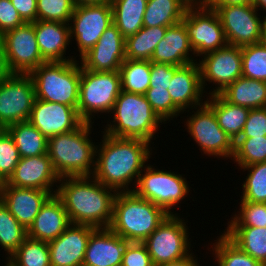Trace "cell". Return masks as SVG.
Segmentation results:
<instances>
[{
    "label": "cell",
    "mask_w": 266,
    "mask_h": 266,
    "mask_svg": "<svg viewBox=\"0 0 266 266\" xmlns=\"http://www.w3.org/2000/svg\"><path fill=\"white\" fill-rule=\"evenodd\" d=\"M205 102L214 111L221 129L235 143L242 134L250 109L231 104L220 94L207 96Z\"/></svg>",
    "instance_id": "obj_27"
},
{
    "label": "cell",
    "mask_w": 266,
    "mask_h": 266,
    "mask_svg": "<svg viewBox=\"0 0 266 266\" xmlns=\"http://www.w3.org/2000/svg\"><path fill=\"white\" fill-rule=\"evenodd\" d=\"M208 8L217 13L227 44L243 47L265 40V15H258L253 4Z\"/></svg>",
    "instance_id": "obj_10"
},
{
    "label": "cell",
    "mask_w": 266,
    "mask_h": 266,
    "mask_svg": "<svg viewBox=\"0 0 266 266\" xmlns=\"http://www.w3.org/2000/svg\"><path fill=\"white\" fill-rule=\"evenodd\" d=\"M266 136V107L251 109L240 138Z\"/></svg>",
    "instance_id": "obj_45"
},
{
    "label": "cell",
    "mask_w": 266,
    "mask_h": 266,
    "mask_svg": "<svg viewBox=\"0 0 266 266\" xmlns=\"http://www.w3.org/2000/svg\"><path fill=\"white\" fill-rule=\"evenodd\" d=\"M252 4L258 11L263 9V13L266 12V0H253Z\"/></svg>",
    "instance_id": "obj_54"
},
{
    "label": "cell",
    "mask_w": 266,
    "mask_h": 266,
    "mask_svg": "<svg viewBox=\"0 0 266 266\" xmlns=\"http://www.w3.org/2000/svg\"><path fill=\"white\" fill-rule=\"evenodd\" d=\"M25 23L37 20V0H10Z\"/></svg>",
    "instance_id": "obj_49"
},
{
    "label": "cell",
    "mask_w": 266,
    "mask_h": 266,
    "mask_svg": "<svg viewBox=\"0 0 266 266\" xmlns=\"http://www.w3.org/2000/svg\"><path fill=\"white\" fill-rule=\"evenodd\" d=\"M265 41H266V15H265Z\"/></svg>",
    "instance_id": "obj_58"
},
{
    "label": "cell",
    "mask_w": 266,
    "mask_h": 266,
    "mask_svg": "<svg viewBox=\"0 0 266 266\" xmlns=\"http://www.w3.org/2000/svg\"><path fill=\"white\" fill-rule=\"evenodd\" d=\"M214 241L216 242L213 245L211 244L209 249L212 248L210 252L212 251L214 260L218 263V266H265L245 253L224 233Z\"/></svg>",
    "instance_id": "obj_36"
},
{
    "label": "cell",
    "mask_w": 266,
    "mask_h": 266,
    "mask_svg": "<svg viewBox=\"0 0 266 266\" xmlns=\"http://www.w3.org/2000/svg\"><path fill=\"white\" fill-rule=\"evenodd\" d=\"M242 76L266 82V41L241 47Z\"/></svg>",
    "instance_id": "obj_38"
},
{
    "label": "cell",
    "mask_w": 266,
    "mask_h": 266,
    "mask_svg": "<svg viewBox=\"0 0 266 266\" xmlns=\"http://www.w3.org/2000/svg\"><path fill=\"white\" fill-rule=\"evenodd\" d=\"M58 184L56 195L62 200L72 224L110 227L117 194L114 189L93 176L64 177Z\"/></svg>",
    "instance_id": "obj_2"
},
{
    "label": "cell",
    "mask_w": 266,
    "mask_h": 266,
    "mask_svg": "<svg viewBox=\"0 0 266 266\" xmlns=\"http://www.w3.org/2000/svg\"><path fill=\"white\" fill-rule=\"evenodd\" d=\"M83 69L96 72L119 71L125 58V38L112 24L98 42L80 57Z\"/></svg>",
    "instance_id": "obj_18"
},
{
    "label": "cell",
    "mask_w": 266,
    "mask_h": 266,
    "mask_svg": "<svg viewBox=\"0 0 266 266\" xmlns=\"http://www.w3.org/2000/svg\"><path fill=\"white\" fill-rule=\"evenodd\" d=\"M189 186L181 174L156 169L155 166L153 168V165L147 164L139 175L133 192L162 208L168 215H174L172 208L187 197L190 192Z\"/></svg>",
    "instance_id": "obj_8"
},
{
    "label": "cell",
    "mask_w": 266,
    "mask_h": 266,
    "mask_svg": "<svg viewBox=\"0 0 266 266\" xmlns=\"http://www.w3.org/2000/svg\"><path fill=\"white\" fill-rule=\"evenodd\" d=\"M59 179L48 154H42L20 158L6 183L15 187L47 190L54 195L57 189L53 187H58Z\"/></svg>",
    "instance_id": "obj_21"
},
{
    "label": "cell",
    "mask_w": 266,
    "mask_h": 266,
    "mask_svg": "<svg viewBox=\"0 0 266 266\" xmlns=\"http://www.w3.org/2000/svg\"><path fill=\"white\" fill-rule=\"evenodd\" d=\"M168 91L173 103L184 113L202 106L206 102L201 84L200 69L197 62L179 66L171 79ZM204 95V96H203ZM202 97V98H201ZM189 109V110H186Z\"/></svg>",
    "instance_id": "obj_22"
},
{
    "label": "cell",
    "mask_w": 266,
    "mask_h": 266,
    "mask_svg": "<svg viewBox=\"0 0 266 266\" xmlns=\"http://www.w3.org/2000/svg\"><path fill=\"white\" fill-rule=\"evenodd\" d=\"M120 91L121 75L119 71L96 72L81 67L77 107L79 117L84 122L92 123L95 114L111 113Z\"/></svg>",
    "instance_id": "obj_7"
},
{
    "label": "cell",
    "mask_w": 266,
    "mask_h": 266,
    "mask_svg": "<svg viewBox=\"0 0 266 266\" xmlns=\"http://www.w3.org/2000/svg\"><path fill=\"white\" fill-rule=\"evenodd\" d=\"M112 24L113 10L110 2L75 6L69 22L70 41L75 39L79 56L91 49Z\"/></svg>",
    "instance_id": "obj_13"
},
{
    "label": "cell",
    "mask_w": 266,
    "mask_h": 266,
    "mask_svg": "<svg viewBox=\"0 0 266 266\" xmlns=\"http://www.w3.org/2000/svg\"><path fill=\"white\" fill-rule=\"evenodd\" d=\"M150 61L126 59L120 66L121 90L144 95L150 85Z\"/></svg>",
    "instance_id": "obj_34"
},
{
    "label": "cell",
    "mask_w": 266,
    "mask_h": 266,
    "mask_svg": "<svg viewBox=\"0 0 266 266\" xmlns=\"http://www.w3.org/2000/svg\"><path fill=\"white\" fill-rule=\"evenodd\" d=\"M24 23L10 0H0V37Z\"/></svg>",
    "instance_id": "obj_48"
},
{
    "label": "cell",
    "mask_w": 266,
    "mask_h": 266,
    "mask_svg": "<svg viewBox=\"0 0 266 266\" xmlns=\"http://www.w3.org/2000/svg\"><path fill=\"white\" fill-rule=\"evenodd\" d=\"M253 0H210L207 7H220L225 5H247L252 4Z\"/></svg>",
    "instance_id": "obj_51"
},
{
    "label": "cell",
    "mask_w": 266,
    "mask_h": 266,
    "mask_svg": "<svg viewBox=\"0 0 266 266\" xmlns=\"http://www.w3.org/2000/svg\"><path fill=\"white\" fill-rule=\"evenodd\" d=\"M20 158L14 139L5 130L0 135V181L2 183L13 174Z\"/></svg>",
    "instance_id": "obj_44"
},
{
    "label": "cell",
    "mask_w": 266,
    "mask_h": 266,
    "mask_svg": "<svg viewBox=\"0 0 266 266\" xmlns=\"http://www.w3.org/2000/svg\"><path fill=\"white\" fill-rule=\"evenodd\" d=\"M198 60L201 84L206 89L207 82H213L215 89L209 95L221 93L227 86L242 76L241 47L227 44L225 47L207 53ZM207 81V82H206ZM205 88V89H204Z\"/></svg>",
    "instance_id": "obj_15"
},
{
    "label": "cell",
    "mask_w": 266,
    "mask_h": 266,
    "mask_svg": "<svg viewBox=\"0 0 266 266\" xmlns=\"http://www.w3.org/2000/svg\"><path fill=\"white\" fill-rule=\"evenodd\" d=\"M182 22L195 56H203L227 45L217 13L205 6H189Z\"/></svg>",
    "instance_id": "obj_12"
},
{
    "label": "cell",
    "mask_w": 266,
    "mask_h": 266,
    "mask_svg": "<svg viewBox=\"0 0 266 266\" xmlns=\"http://www.w3.org/2000/svg\"><path fill=\"white\" fill-rule=\"evenodd\" d=\"M167 27H142L136 34L125 38V58L150 61L157 44L164 38Z\"/></svg>",
    "instance_id": "obj_32"
},
{
    "label": "cell",
    "mask_w": 266,
    "mask_h": 266,
    "mask_svg": "<svg viewBox=\"0 0 266 266\" xmlns=\"http://www.w3.org/2000/svg\"><path fill=\"white\" fill-rule=\"evenodd\" d=\"M231 104L255 109L266 107V82L261 80L239 77L221 93Z\"/></svg>",
    "instance_id": "obj_28"
},
{
    "label": "cell",
    "mask_w": 266,
    "mask_h": 266,
    "mask_svg": "<svg viewBox=\"0 0 266 266\" xmlns=\"http://www.w3.org/2000/svg\"><path fill=\"white\" fill-rule=\"evenodd\" d=\"M121 266H154V264L143 243L129 242L124 250Z\"/></svg>",
    "instance_id": "obj_46"
},
{
    "label": "cell",
    "mask_w": 266,
    "mask_h": 266,
    "mask_svg": "<svg viewBox=\"0 0 266 266\" xmlns=\"http://www.w3.org/2000/svg\"><path fill=\"white\" fill-rule=\"evenodd\" d=\"M6 130V128L0 126V135Z\"/></svg>",
    "instance_id": "obj_57"
},
{
    "label": "cell",
    "mask_w": 266,
    "mask_h": 266,
    "mask_svg": "<svg viewBox=\"0 0 266 266\" xmlns=\"http://www.w3.org/2000/svg\"><path fill=\"white\" fill-rule=\"evenodd\" d=\"M178 67L167 63L151 62L149 88H164L168 90L172 76Z\"/></svg>",
    "instance_id": "obj_47"
},
{
    "label": "cell",
    "mask_w": 266,
    "mask_h": 266,
    "mask_svg": "<svg viewBox=\"0 0 266 266\" xmlns=\"http://www.w3.org/2000/svg\"><path fill=\"white\" fill-rule=\"evenodd\" d=\"M95 227L71 224L59 237L49 241L51 266H82Z\"/></svg>",
    "instance_id": "obj_19"
},
{
    "label": "cell",
    "mask_w": 266,
    "mask_h": 266,
    "mask_svg": "<svg viewBox=\"0 0 266 266\" xmlns=\"http://www.w3.org/2000/svg\"><path fill=\"white\" fill-rule=\"evenodd\" d=\"M189 52L192 53L190 54ZM194 58L195 54L190 44L187 29L181 21L167 27L164 38L157 44L150 62L184 66L198 62Z\"/></svg>",
    "instance_id": "obj_25"
},
{
    "label": "cell",
    "mask_w": 266,
    "mask_h": 266,
    "mask_svg": "<svg viewBox=\"0 0 266 266\" xmlns=\"http://www.w3.org/2000/svg\"><path fill=\"white\" fill-rule=\"evenodd\" d=\"M36 100L35 87L29 74H12L0 83V126L7 128L28 121Z\"/></svg>",
    "instance_id": "obj_14"
},
{
    "label": "cell",
    "mask_w": 266,
    "mask_h": 266,
    "mask_svg": "<svg viewBox=\"0 0 266 266\" xmlns=\"http://www.w3.org/2000/svg\"><path fill=\"white\" fill-rule=\"evenodd\" d=\"M237 166L245 167L266 161V136L239 138L234 143L232 159Z\"/></svg>",
    "instance_id": "obj_40"
},
{
    "label": "cell",
    "mask_w": 266,
    "mask_h": 266,
    "mask_svg": "<svg viewBox=\"0 0 266 266\" xmlns=\"http://www.w3.org/2000/svg\"><path fill=\"white\" fill-rule=\"evenodd\" d=\"M52 195L47 190L15 187L6 182L0 188V201L26 230Z\"/></svg>",
    "instance_id": "obj_20"
},
{
    "label": "cell",
    "mask_w": 266,
    "mask_h": 266,
    "mask_svg": "<svg viewBox=\"0 0 266 266\" xmlns=\"http://www.w3.org/2000/svg\"><path fill=\"white\" fill-rule=\"evenodd\" d=\"M223 233L245 253L266 266V227H226Z\"/></svg>",
    "instance_id": "obj_31"
},
{
    "label": "cell",
    "mask_w": 266,
    "mask_h": 266,
    "mask_svg": "<svg viewBox=\"0 0 266 266\" xmlns=\"http://www.w3.org/2000/svg\"><path fill=\"white\" fill-rule=\"evenodd\" d=\"M38 47L45 62L76 60L75 56H65L70 41L69 23L36 20L33 22ZM68 58V59H67Z\"/></svg>",
    "instance_id": "obj_24"
},
{
    "label": "cell",
    "mask_w": 266,
    "mask_h": 266,
    "mask_svg": "<svg viewBox=\"0 0 266 266\" xmlns=\"http://www.w3.org/2000/svg\"><path fill=\"white\" fill-rule=\"evenodd\" d=\"M148 0H111L113 24L126 38L143 27V16Z\"/></svg>",
    "instance_id": "obj_29"
},
{
    "label": "cell",
    "mask_w": 266,
    "mask_h": 266,
    "mask_svg": "<svg viewBox=\"0 0 266 266\" xmlns=\"http://www.w3.org/2000/svg\"><path fill=\"white\" fill-rule=\"evenodd\" d=\"M188 7L184 0H148L143 16V26L175 25L183 20Z\"/></svg>",
    "instance_id": "obj_30"
},
{
    "label": "cell",
    "mask_w": 266,
    "mask_h": 266,
    "mask_svg": "<svg viewBox=\"0 0 266 266\" xmlns=\"http://www.w3.org/2000/svg\"><path fill=\"white\" fill-rule=\"evenodd\" d=\"M6 130L14 139L21 158L47 154L48 139L29 121L17 122Z\"/></svg>",
    "instance_id": "obj_33"
},
{
    "label": "cell",
    "mask_w": 266,
    "mask_h": 266,
    "mask_svg": "<svg viewBox=\"0 0 266 266\" xmlns=\"http://www.w3.org/2000/svg\"><path fill=\"white\" fill-rule=\"evenodd\" d=\"M196 109L185 123L199 150L210 157L232 159L234 142L219 126L214 111L206 103Z\"/></svg>",
    "instance_id": "obj_11"
},
{
    "label": "cell",
    "mask_w": 266,
    "mask_h": 266,
    "mask_svg": "<svg viewBox=\"0 0 266 266\" xmlns=\"http://www.w3.org/2000/svg\"><path fill=\"white\" fill-rule=\"evenodd\" d=\"M110 1L111 0H73L75 6L86 5V4H100Z\"/></svg>",
    "instance_id": "obj_53"
},
{
    "label": "cell",
    "mask_w": 266,
    "mask_h": 266,
    "mask_svg": "<svg viewBox=\"0 0 266 266\" xmlns=\"http://www.w3.org/2000/svg\"><path fill=\"white\" fill-rule=\"evenodd\" d=\"M240 168L249 172L242 184L241 199L248 202L266 203V161Z\"/></svg>",
    "instance_id": "obj_39"
},
{
    "label": "cell",
    "mask_w": 266,
    "mask_h": 266,
    "mask_svg": "<svg viewBox=\"0 0 266 266\" xmlns=\"http://www.w3.org/2000/svg\"><path fill=\"white\" fill-rule=\"evenodd\" d=\"M189 6H201V0H184Z\"/></svg>",
    "instance_id": "obj_55"
},
{
    "label": "cell",
    "mask_w": 266,
    "mask_h": 266,
    "mask_svg": "<svg viewBox=\"0 0 266 266\" xmlns=\"http://www.w3.org/2000/svg\"><path fill=\"white\" fill-rule=\"evenodd\" d=\"M210 0H201V6H205Z\"/></svg>",
    "instance_id": "obj_56"
},
{
    "label": "cell",
    "mask_w": 266,
    "mask_h": 266,
    "mask_svg": "<svg viewBox=\"0 0 266 266\" xmlns=\"http://www.w3.org/2000/svg\"><path fill=\"white\" fill-rule=\"evenodd\" d=\"M71 224L62 200L54 194L40 208L27 230V236L49 242L59 237Z\"/></svg>",
    "instance_id": "obj_26"
},
{
    "label": "cell",
    "mask_w": 266,
    "mask_h": 266,
    "mask_svg": "<svg viewBox=\"0 0 266 266\" xmlns=\"http://www.w3.org/2000/svg\"><path fill=\"white\" fill-rule=\"evenodd\" d=\"M93 123L83 122L71 132L48 139L47 154L59 178L93 176L97 149L89 136Z\"/></svg>",
    "instance_id": "obj_3"
},
{
    "label": "cell",
    "mask_w": 266,
    "mask_h": 266,
    "mask_svg": "<svg viewBox=\"0 0 266 266\" xmlns=\"http://www.w3.org/2000/svg\"><path fill=\"white\" fill-rule=\"evenodd\" d=\"M109 114L113 116L112 123L108 121L104 126L106 129L101 132L113 137L140 139L151 143V140H156L158 126L165 124L144 95L123 90Z\"/></svg>",
    "instance_id": "obj_4"
},
{
    "label": "cell",
    "mask_w": 266,
    "mask_h": 266,
    "mask_svg": "<svg viewBox=\"0 0 266 266\" xmlns=\"http://www.w3.org/2000/svg\"><path fill=\"white\" fill-rule=\"evenodd\" d=\"M13 73L11 72L7 57L5 56V51L2 43L0 42V83L8 79Z\"/></svg>",
    "instance_id": "obj_50"
},
{
    "label": "cell",
    "mask_w": 266,
    "mask_h": 266,
    "mask_svg": "<svg viewBox=\"0 0 266 266\" xmlns=\"http://www.w3.org/2000/svg\"><path fill=\"white\" fill-rule=\"evenodd\" d=\"M27 237V230L17 221L0 201V247L6 260L19 248Z\"/></svg>",
    "instance_id": "obj_37"
},
{
    "label": "cell",
    "mask_w": 266,
    "mask_h": 266,
    "mask_svg": "<svg viewBox=\"0 0 266 266\" xmlns=\"http://www.w3.org/2000/svg\"><path fill=\"white\" fill-rule=\"evenodd\" d=\"M8 66L13 74H30L42 59L33 23H24L0 37Z\"/></svg>",
    "instance_id": "obj_16"
},
{
    "label": "cell",
    "mask_w": 266,
    "mask_h": 266,
    "mask_svg": "<svg viewBox=\"0 0 266 266\" xmlns=\"http://www.w3.org/2000/svg\"><path fill=\"white\" fill-rule=\"evenodd\" d=\"M197 260L198 259L196 258L194 253H192L190 256H188L185 259H182L180 261L167 263V264H162V265H159V266H200L198 264Z\"/></svg>",
    "instance_id": "obj_52"
},
{
    "label": "cell",
    "mask_w": 266,
    "mask_h": 266,
    "mask_svg": "<svg viewBox=\"0 0 266 266\" xmlns=\"http://www.w3.org/2000/svg\"><path fill=\"white\" fill-rule=\"evenodd\" d=\"M168 214L134 192H117L110 229L128 242L142 243Z\"/></svg>",
    "instance_id": "obj_5"
},
{
    "label": "cell",
    "mask_w": 266,
    "mask_h": 266,
    "mask_svg": "<svg viewBox=\"0 0 266 266\" xmlns=\"http://www.w3.org/2000/svg\"><path fill=\"white\" fill-rule=\"evenodd\" d=\"M178 213L167 218L142 242L154 266L177 262L192 254L189 228ZM191 252H190V251Z\"/></svg>",
    "instance_id": "obj_9"
},
{
    "label": "cell",
    "mask_w": 266,
    "mask_h": 266,
    "mask_svg": "<svg viewBox=\"0 0 266 266\" xmlns=\"http://www.w3.org/2000/svg\"><path fill=\"white\" fill-rule=\"evenodd\" d=\"M6 263L8 266H51L48 242L27 236Z\"/></svg>",
    "instance_id": "obj_35"
},
{
    "label": "cell",
    "mask_w": 266,
    "mask_h": 266,
    "mask_svg": "<svg viewBox=\"0 0 266 266\" xmlns=\"http://www.w3.org/2000/svg\"><path fill=\"white\" fill-rule=\"evenodd\" d=\"M74 9L73 0H37V20L69 23Z\"/></svg>",
    "instance_id": "obj_42"
},
{
    "label": "cell",
    "mask_w": 266,
    "mask_h": 266,
    "mask_svg": "<svg viewBox=\"0 0 266 266\" xmlns=\"http://www.w3.org/2000/svg\"><path fill=\"white\" fill-rule=\"evenodd\" d=\"M152 109L165 122L169 123L173 118L183 112L173 103L170 93L164 88H148L144 94Z\"/></svg>",
    "instance_id": "obj_43"
},
{
    "label": "cell",
    "mask_w": 266,
    "mask_h": 266,
    "mask_svg": "<svg viewBox=\"0 0 266 266\" xmlns=\"http://www.w3.org/2000/svg\"><path fill=\"white\" fill-rule=\"evenodd\" d=\"M102 135L103 140L96 149L93 177L116 192H133L131 183L136 186L139 175L152 157L151 143L105 133Z\"/></svg>",
    "instance_id": "obj_1"
},
{
    "label": "cell",
    "mask_w": 266,
    "mask_h": 266,
    "mask_svg": "<svg viewBox=\"0 0 266 266\" xmlns=\"http://www.w3.org/2000/svg\"><path fill=\"white\" fill-rule=\"evenodd\" d=\"M28 121L47 139L71 132L84 122L76 108L39 99L35 100Z\"/></svg>",
    "instance_id": "obj_17"
},
{
    "label": "cell",
    "mask_w": 266,
    "mask_h": 266,
    "mask_svg": "<svg viewBox=\"0 0 266 266\" xmlns=\"http://www.w3.org/2000/svg\"><path fill=\"white\" fill-rule=\"evenodd\" d=\"M240 200V211L235 213L227 227H266V203Z\"/></svg>",
    "instance_id": "obj_41"
},
{
    "label": "cell",
    "mask_w": 266,
    "mask_h": 266,
    "mask_svg": "<svg viewBox=\"0 0 266 266\" xmlns=\"http://www.w3.org/2000/svg\"><path fill=\"white\" fill-rule=\"evenodd\" d=\"M29 75L34 83L36 99L77 109L81 79L79 60L45 62Z\"/></svg>",
    "instance_id": "obj_6"
},
{
    "label": "cell",
    "mask_w": 266,
    "mask_h": 266,
    "mask_svg": "<svg viewBox=\"0 0 266 266\" xmlns=\"http://www.w3.org/2000/svg\"><path fill=\"white\" fill-rule=\"evenodd\" d=\"M128 243L110 228H96L90 235L82 266L121 265Z\"/></svg>",
    "instance_id": "obj_23"
}]
</instances>
